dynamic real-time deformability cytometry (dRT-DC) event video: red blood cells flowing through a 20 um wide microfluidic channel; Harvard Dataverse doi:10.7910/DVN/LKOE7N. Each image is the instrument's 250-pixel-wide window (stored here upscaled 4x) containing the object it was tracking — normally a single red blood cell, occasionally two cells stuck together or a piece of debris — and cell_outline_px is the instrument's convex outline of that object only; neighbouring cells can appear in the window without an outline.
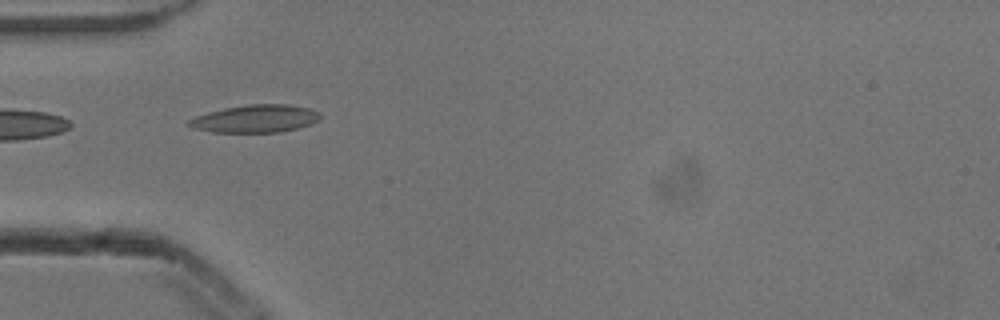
{"species": "common noctule bat (a hibernating species)", "species_latin": "Nyctalus noctula", "temperature_condition": "cold", "stored_images_in_passage": 6, "camera_frame_rate_fps": 3000, "um_per_image_px": 0.085, "animal": {"sex": "male", "body_mass_g": 13.3}, "frame": {"image": 1, "passage_image": 3, "time_ms": 0.667, "image_size_px": [1000, 320], "cell_outline_px": [[320, 116], [316, 120], [308, 124], [296, 128], [280, 132], [212, 132], [192, 128], [184, 124], [188, 120], [196, 116], [208, 112], [224, 108], [248, 104], [288, 104], [308, 108], [320, 112]], "centroid_in_image_um": [21.63, 10.08], "position_along_channel_um": 63.4, "area_um2": 21.1}}
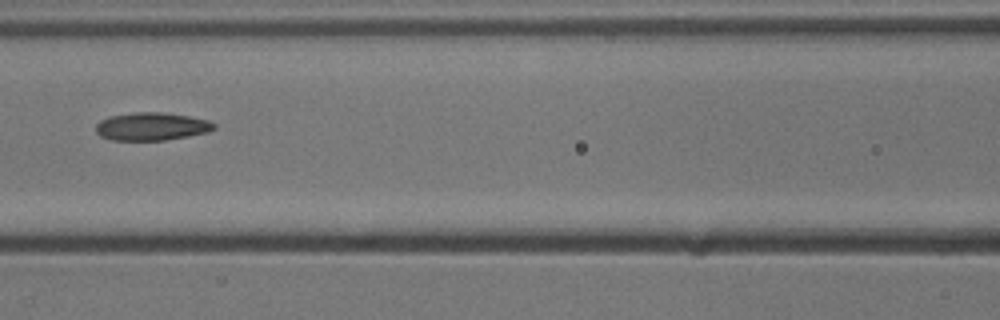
{"frame": {"image": 2, "passage_image": 5, "time_ms": 1.333, "image_size_px": [1000, 320], "cell_outline_px": [[216, 128], [208, 132], [188, 136], [164, 140], [112, 140], [100, 136], [96, 132], [96, 124], [100, 120], [112, 116], [136, 112], [164, 112], [188, 116], [208, 120], [216, 124]], "centroid_in_image_um": [12.9, 10.75], "position_along_channel_um": 153.7, "area_um2": 19.19}}
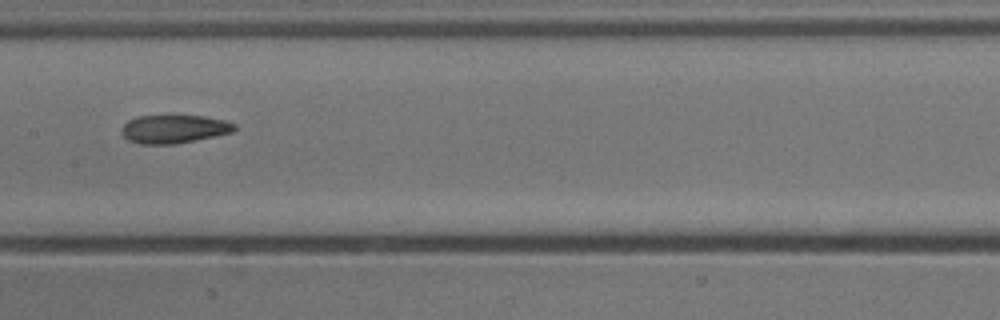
{"frame": {"image": 3, "passage_image": 6, "time_ms": 1.667, "image_size_px": [1000, 320], "cell_outline_px": [[236, 128], [232, 132], [172, 144], [140, 144], [128, 140], [120, 132], [120, 128], [128, 120], [136, 116], [168, 112], [204, 116], [224, 120], [236, 124]], "centroid_in_image_um": [14.72, 10.9], "position_along_channel_um": 192.7, "area_um2": 19.42}}